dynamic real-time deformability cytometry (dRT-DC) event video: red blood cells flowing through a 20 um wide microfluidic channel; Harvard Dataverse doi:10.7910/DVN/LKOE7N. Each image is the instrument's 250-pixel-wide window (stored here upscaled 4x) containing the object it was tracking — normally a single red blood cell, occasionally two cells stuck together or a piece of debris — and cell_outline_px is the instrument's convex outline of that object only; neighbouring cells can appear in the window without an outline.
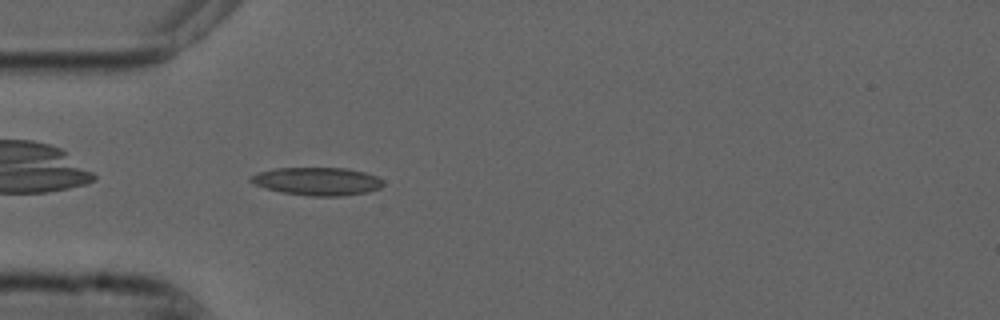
{"species": "common noctule bat (a hibernating species)", "species_latin": "Nyctalus noctula", "temperature_condition": "cold", "stored_images_in_passage": 40, "camera_frame_rate_fps": 3000, "um_per_image_px": 0.085, "animal": {"sex": "male", "forearm_length_mm": 52.5}, "frame": {"image": 1, "passage_image": 2, "time_ms": 0.333, "image_size_px": [1000, 320], "cell_outline_px": [[384, 184], [380, 188], [368, 192], [340, 196], [308, 196], [280, 192], [264, 188], [248, 180], [252, 176], [260, 172], [276, 168], [348, 168], [364, 172], [376, 176], [384, 180]], "centroid_in_image_um": [27.0, 15.42], "position_along_channel_um": 58.0, "area_um2": 21.62}}
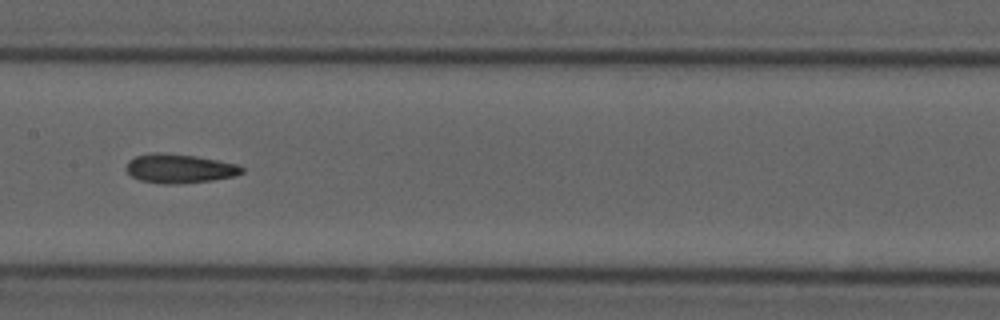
{"frame": {"image": 2, "passage_image": 13, "time_ms": 4.0, "image_size_px": [1000, 320], "cell_outline_px": [[244, 172], [236, 176], [212, 180], [180, 184], [160, 184], [140, 180], [132, 176], [128, 172], [128, 160], [136, 156], [152, 152], [160, 152], [192, 156], [216, 160], [236, 164], [244, 168]], "centroid_in_image_um": [15.26, 14.34], "position_along_channel_um": 192.1, "area_um2": 19.48}}
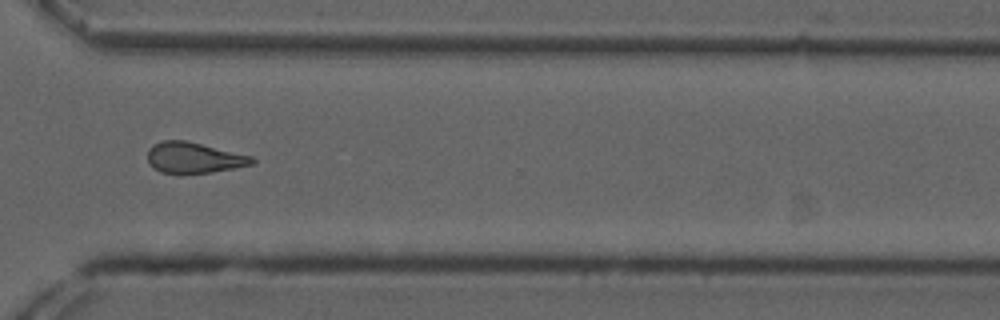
{"frame": {"image": 3, "passage_image": 26, "time_ms": 8.333, "image_size_px": [1000, 320], "cell_outline_px": [[256, 164], [212, 172], [160, 172], [152, 168], [148, 164], [148, 148], [152, 144], [164, 140], [184, 140], [252, 156], [256, 160]], "centroid_in_image_um": [16.47, 13.39], "position_along_channel_um": 354.1, "area_um2": 18.61}, "authors_computed_cell_mechanics": {"area_um2": 19.074, "velocity_mm_per_s": 3.7509, "shape_relaxation_time_tau1_ms": 7.1666, "shape_relaxation_time_tau2_ms": 4.9444, "deformation_change_tau1": 0.1699, "deformation_change_tau2": 0.1478}}